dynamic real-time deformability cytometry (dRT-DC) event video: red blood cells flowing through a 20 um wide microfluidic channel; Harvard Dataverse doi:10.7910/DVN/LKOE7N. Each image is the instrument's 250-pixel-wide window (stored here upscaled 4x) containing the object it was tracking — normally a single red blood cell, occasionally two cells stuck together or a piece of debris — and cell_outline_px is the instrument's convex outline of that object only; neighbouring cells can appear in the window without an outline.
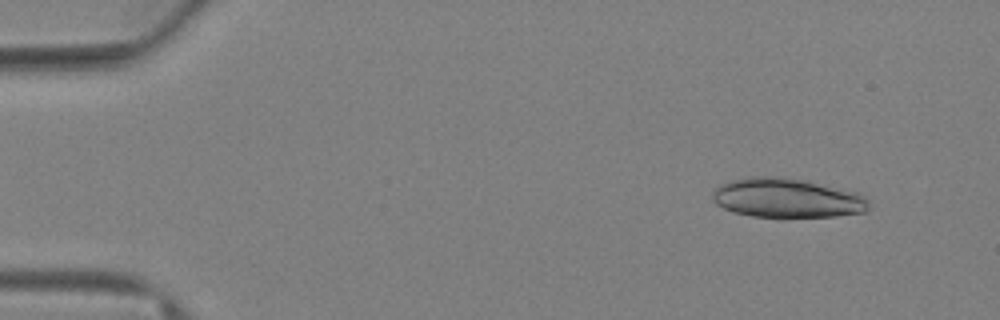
{"species": "Egyptian fruit bat (a non-hibernating species)", "species_latin": "Rousettus aegyptiacus", "temperature_condition": "warm", "stored_images_in_passage": 22, "camera_frame_rate_fps": 3000, "um_per_image_px": 0.085, "animal": {"sex": "female"}, "frame": {"image": 1, "passage_image": 7, "time_ms": 2.0, "image_size_px": [1000, 320], "cell_outline_px": [[868, 208], [864, 212], [836, 216], [784, 220], [780, 220], [752, 216], [732, 212], [716, 204], [712, 200], [712, 192], [720, 184], [732, 180], [748, 176], [772, 176], [808, 180], [856, 192], [864, 196], [868, 200]], "centroid_in_image_um": [66.87, 16.87], "position_along_channel_um": 18.1, "area_um2": 37.05}}